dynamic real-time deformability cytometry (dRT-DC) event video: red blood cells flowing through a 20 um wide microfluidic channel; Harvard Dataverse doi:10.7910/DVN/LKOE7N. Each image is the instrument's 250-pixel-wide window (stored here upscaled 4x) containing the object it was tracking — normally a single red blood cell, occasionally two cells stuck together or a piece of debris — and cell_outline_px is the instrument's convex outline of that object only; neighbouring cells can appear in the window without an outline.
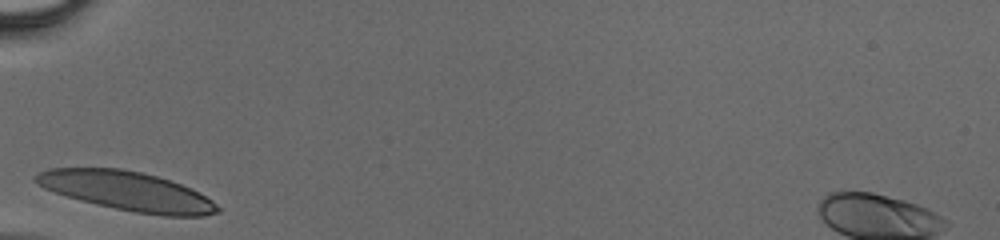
{"species": "human", "species_latin": "Homo sapiens", "temperature_condition": "cold", "stored_images_in_passage": 23, "camera_frame_rate_fps": 3000, "um_per_image_px": 0.085, "donor": {"sex": "male"}, "frame": {"image": 1, "passage_image": 1, "time_ms": 0.0, "image_size_px": [1000, 240], "cell_outline_px": [[220, 212], [204, 216], [164, 216], [136, 212], [96, 204], [80, 200], [44, 188], [36, 184], [32, 180], [32, 176], [48, 168], [120, 168], [140, 172], [156, 176], [180, 184], [212, 200], [220, 208]], "centroid_in_image_um": [10.77, 16.24], "position_along_channel_um": 74.2, "area_um2": 41.04}}
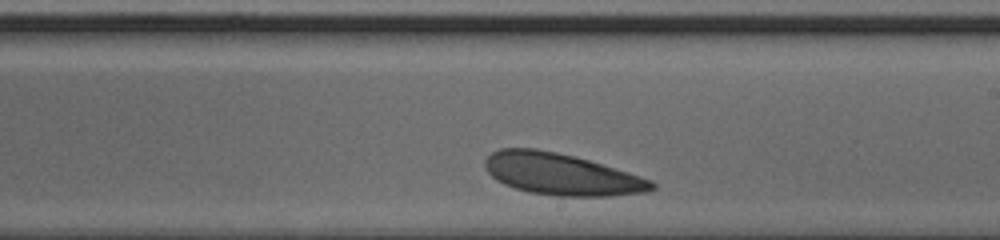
{"frame": {"image": 2, "passage_image": 13, "time_ms": 4.0, "image_size_px": [1000, 240], "cell_outline_px": [[656, 188], [648, 192], [608, 196], [556, 196], [528, 192], [504, 184], [496, 180], [488, 172], [484, 164], [484, 160], [492, 152], [500, 148], [536, 148], [556, 152], [588, 160], [628, 172], [652, 180], [656, 184]], "centroid_in_image_um": [47.71, 14.81], "position_along_channel_um": 241.3, "area_um2": 40.4}}
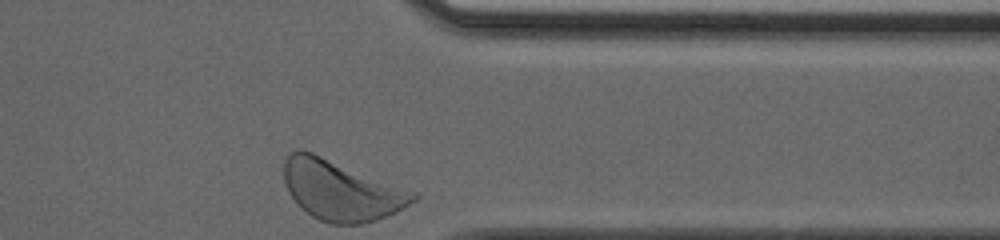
{"frame": {"image": 3, "passage_image": 23, "time_ms": 7.333, "image_size_px": [1000, 240], "cell_outline_px": [[420, 196], [416, 200], [404, 208], [396, 212], [376, 220], [360, 224], [332, 224], [320, 220], [312, 216], [288, 192], [284, 180], [284, 160], [288, 152], [300, 148], [312, 152], [420, 192]], "centroid_in_image_um": [29.05, 16.15], "position_along_channel_um": 382.3, "area_um2": 45.6}}